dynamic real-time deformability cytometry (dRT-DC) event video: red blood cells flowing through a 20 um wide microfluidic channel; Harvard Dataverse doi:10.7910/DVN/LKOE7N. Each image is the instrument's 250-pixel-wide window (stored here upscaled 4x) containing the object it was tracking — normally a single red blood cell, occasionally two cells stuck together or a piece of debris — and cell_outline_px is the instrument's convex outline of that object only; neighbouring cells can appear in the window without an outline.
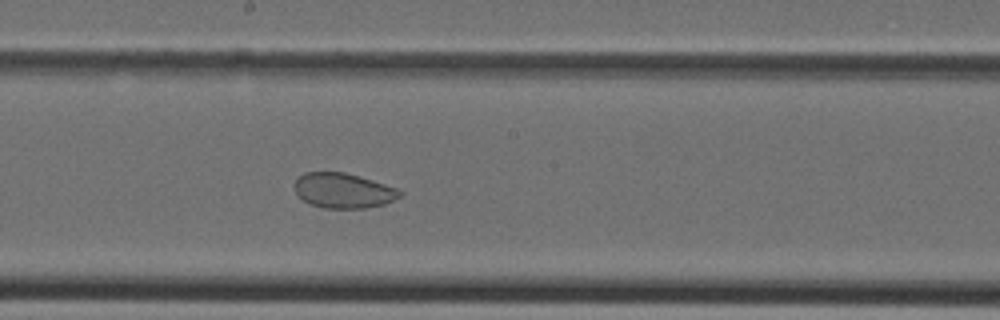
{"species": "Egyptian fruit bat (a non-hibernating species)", "species_latin": "Rousettus aegyptiacus", "temperature_condition": "cold", "stored_images_in_passage": 32, "camera_frame_rate_fps": 3000, "um_per_image_px": 0.085, "animal": {"sex": "female"}, "frame": {"image": 1, "passage_image": 13, "time_ms": 4.0, "image_size_px": [1000, 320], "cell_outline_px": [[404, 192], [400, 196], [384, 204], [364, 208], [324, 208], [312, 204], [296, 196], [292, 188], [292, 184], [304, 172], [344, 172], [384, 184], [396, 188]], "centroid_in_image_um": [29.11, 16.2], "position_along_channel_um": 219.1, "area_um2": 21.44}}
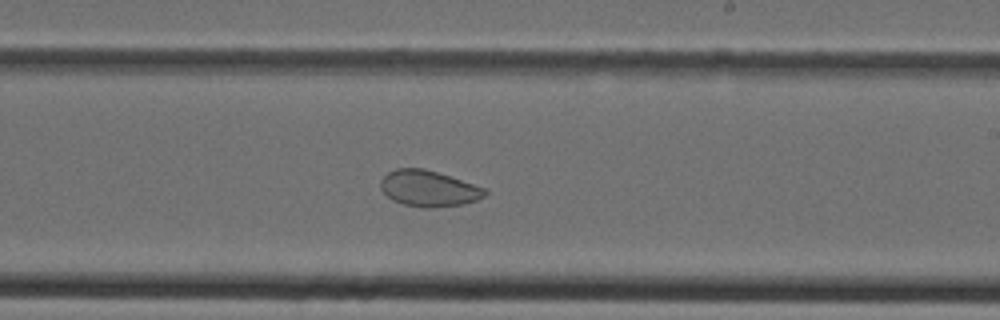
{"frame": {"image": 2, "passage_image": 15, "time_ms": 4.667, "image_size_px": [1000, 320], "cell_outline_px": [[488, 192], [484, 196], [476, 200], [460, 204], [432, 208], [424, 208], [404, 204], [392, 200], [380, 188], [380, 180], [388, 172], [396, 168], [424, 168], [488, 188]], "centroid_in_image_um": [36.44, 16.01], "position_along_channel_um": 252.6, "area_um2": 21.91}}
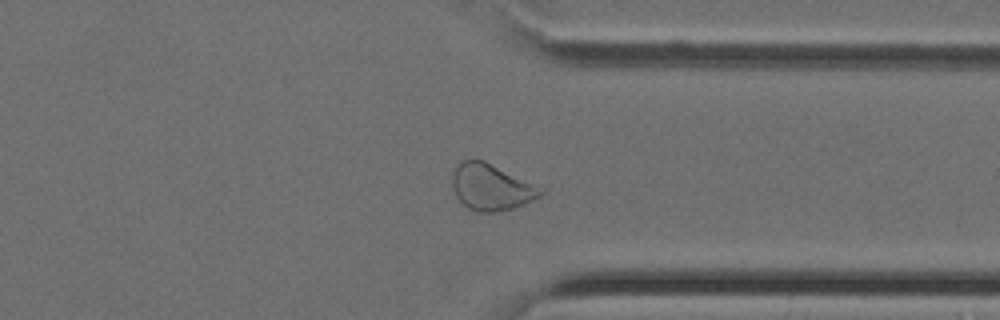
{"frame": {"image": 3, "passage_image": 22, "time_ms": 7.0, "image_size_px": [1000, 320], "cell_outline_px": [[544, 192], [540, 196], [524, 204], [512, 208], [496, 212], [476, 212], [468, 208], [456, 196], [452, 188], [452, 172], [456, 164], [464, 160], [484, 160], [544, 188]], "centroid_in_image_um": [41.74, 15.9], "position_along_channel_um": 369.7, "area_um2": 23.93}}